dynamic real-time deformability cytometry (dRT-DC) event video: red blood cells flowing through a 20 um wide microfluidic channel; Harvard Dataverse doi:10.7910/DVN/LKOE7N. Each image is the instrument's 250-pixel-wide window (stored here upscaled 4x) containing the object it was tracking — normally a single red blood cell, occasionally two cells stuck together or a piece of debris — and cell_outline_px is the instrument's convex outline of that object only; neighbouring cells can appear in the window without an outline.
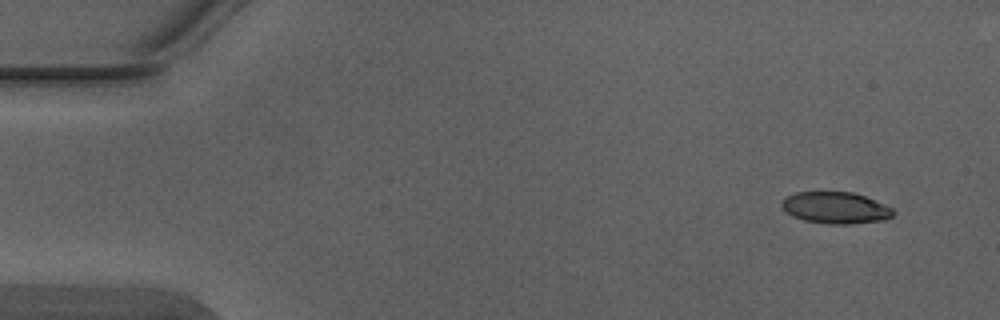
{"species": "Egyptian fruit bat (a non-hibernating species)", "species_latin": "Rousettus aegyptiacus", "temperature_condition": "warm", "stored_images_in_passage": 4, "camera_frame_rate_fps": 3000, "um_per_image_px": 0.085, "animal": {"sex": "male"}, "frame": {"image": 1, "passage_image": 1, "time_ms": 0.0, "image_size_px": [1000, 320], "cell_outline_px": [[896, 212], [892, 216], [884, 220], [852, 224], [828, 224], [804, 220], [792, 216], [780, 204], [788, 196], [796, 192], [852, 192], [864, 196], [884, 204], [892, 208]], "centroid_in_image_um": [71.05, 17.67], "position_along_channel_um": 13.9, "area_um2": 20.4}}